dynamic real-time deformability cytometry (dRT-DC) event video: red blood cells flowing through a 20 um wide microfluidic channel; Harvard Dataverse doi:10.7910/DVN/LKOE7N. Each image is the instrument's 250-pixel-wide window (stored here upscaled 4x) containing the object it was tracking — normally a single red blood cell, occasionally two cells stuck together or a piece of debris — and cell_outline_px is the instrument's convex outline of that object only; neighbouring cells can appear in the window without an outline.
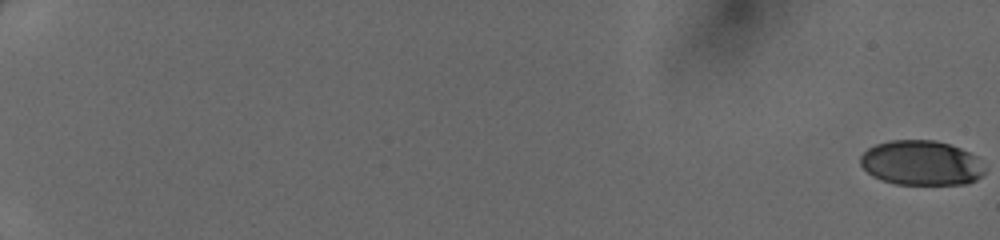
{"species": "human", "species_latin": "Homo sapiens", "temperature_condition": "cold", "stored_images_in_passage": 51, "camera_frame_rate_fps": 3000, "um_per_image_px": 0.085, "donor": {"sex": "female"}, "frame": {"image": 1, "passage_image": 1, "time_ms": 0.0, "image_size_px": [1000, 240], "cell_outline_px": [[984, 172], [976, 180], [968, 184], [896, 184], [880, 180], [872, 176], [860, 164], [860, 156], [868, 148], [876, 144], [888, 140], [936, 140], [960, 148], [976, 156], [984, 168]], "centroid_in_image_um": [78.28, 13.85], "position_along_channel_um": 6.7, "area_um2": 32.48}}
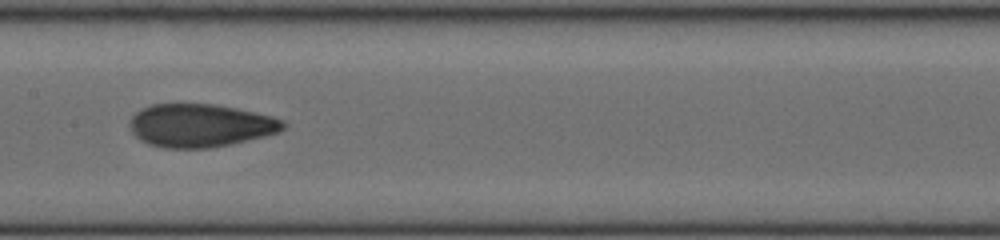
{"frame": {"image": 2, "passage_image": 30, "time_ms": 9.667, "image_size_px": [1000, 240], "cell_outline_px": [[284, 128], [276, 132], [264, 136], [232, 144], [208, 148], [164, 148], [148, 144], [140, 140], [128, 128], [128, 124], [132, 116], [140, 108], [152, 104], [216, 104], [236, 108], [272, 116], [284, 120]], "centroid_in_image_um": [16.97, 10.66], "position_along_channel_um": 190.4, "area_um2": 38.67}}
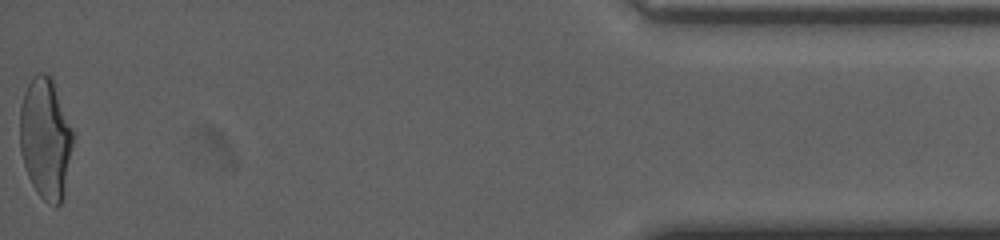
{"frame": {"image": 3, "passage_image": 51, "time_ms": 16.667, "image_size_px": [1000, 240], "cell_outline_px": [[72, 144], [64, 196], [60, 204], [56, 208], [48, 204], [36, 192], [28, 176], [20, 152], [20, 108], [24, 92], [32, 76], [36, 72], [44, 72], [52, 76], [72, 132]], "centroid_in_image_um": [3.85, 11.77], "position_along_channel_um": 431.4, "area_um2": 37.4}}